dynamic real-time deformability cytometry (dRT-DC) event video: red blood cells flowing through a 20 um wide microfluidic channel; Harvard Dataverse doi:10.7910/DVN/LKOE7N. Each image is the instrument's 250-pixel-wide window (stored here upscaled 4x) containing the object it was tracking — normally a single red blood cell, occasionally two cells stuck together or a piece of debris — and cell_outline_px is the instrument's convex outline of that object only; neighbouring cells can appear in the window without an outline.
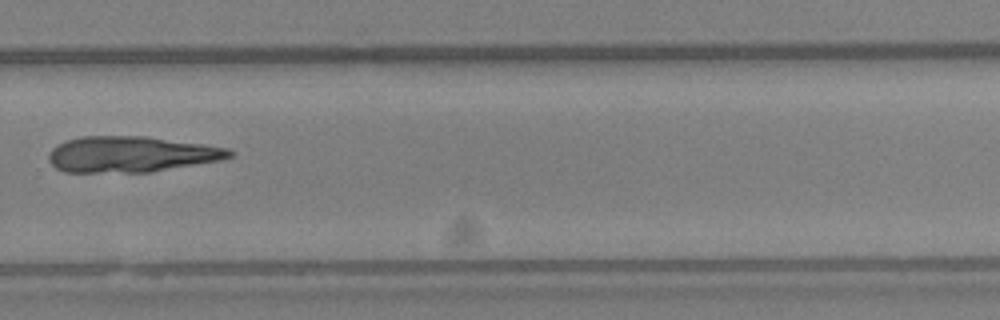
{"species": "Egyptian fruit bat (a non-hibernating species)", "species_latin": "Rousettus aegyptiacus", "temperature_condition": "warm", "stored_images_in_passage": 29, "camera_frame_rate_fps": 3000, "um_per_image_px": 0.085, "animal": {"sex": "female"}, "frame": {"image": 1, "passage_image": 16, "time_ms": 5.0, "image_size_px": [1000, 320], "cell_outline_px": [[236, 152], [232, 156], [220, 160], [152, 172], [64, 172], [56, 168], [48, 160], [48, 156], [52, 148], [56, 144], [80, 136], [144, 136], [228, 148]], "centroid_in_image_um": [11.12, 13.12], "position_along_channel_um": 318.7, "area_um2": 37.74}}
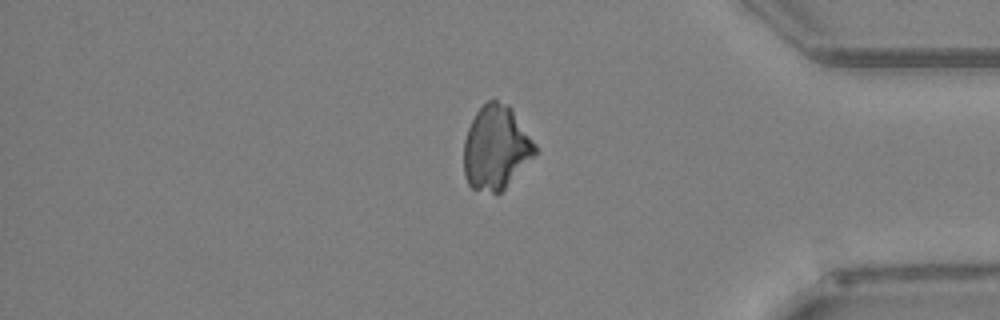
{"frame": {"image": 2, "passage_image": 22, "time_ms": 7.0, "image_size_px": [1000, 320], "cell_outline_px": [[540, 152], [496, 196], [472, 188], [468, 184], [464, 176], [464, 140], [468, 128], [476, 112], [488, 100], [496, 100], [508, 104], [512, 108], [536, 144]], "centroid_in_image_um": [42.18, 12.58], "position_along_channel_um": 393.0, "area_um2": 35.37}}
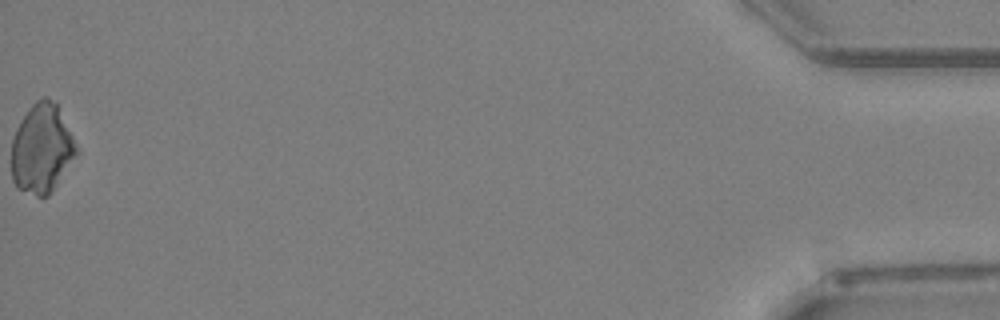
{"frame": {"image": 3, "passage_image": 29, "time_ms": 9.333, "image_size_px": [1000, 320], "cell_outline_px": [[80, 152], [52, 192], [48, 196], [36, 196], [16, 188], [12, 180], [12, 140], [16, 128], [20, 120], [28, 108], [40, 96], [48, 96], [56, 104]], "centroid_in_image_um": [3.55, 12.65], "position_along_channel_um": 431.6, "area_um2": 34.04}}